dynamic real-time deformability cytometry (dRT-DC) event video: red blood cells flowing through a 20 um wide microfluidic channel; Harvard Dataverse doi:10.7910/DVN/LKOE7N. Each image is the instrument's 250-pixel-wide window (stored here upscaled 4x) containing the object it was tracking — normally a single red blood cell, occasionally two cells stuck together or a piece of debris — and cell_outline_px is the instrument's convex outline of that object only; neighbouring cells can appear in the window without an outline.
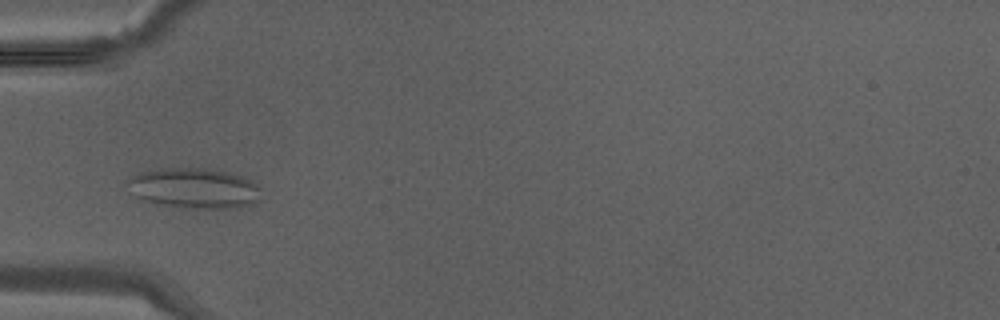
{"species": "Egyptian fruit bat (a non-hibernating species)", "species_latin": "Rousettus aegyptiacus", "temperature_condition": "warm", "stored_images_in_passage": 35, "camera_frame_rate_fps": 3000, "um_per_image_px": 0.085, "animal": {"sex": "male"}, "frame": {"image": 1, "passage_image": 9, "time_ms": 2.667, "image_size_px": [1000, 320], "cell_outline_px": [[260, 200], [252, 204], [236, 208], [180, 208], [156, 204], [144, 200], [136, 196], [124, 180], [140, 172], [164, 168], [200, 168], [232, 172], [244, 176], [252, 180], [260, 188]], "centroid_in_image_um": [16.53, 16.0], "position_along_channel_um": 68.5, "area_um2": 31.79}}
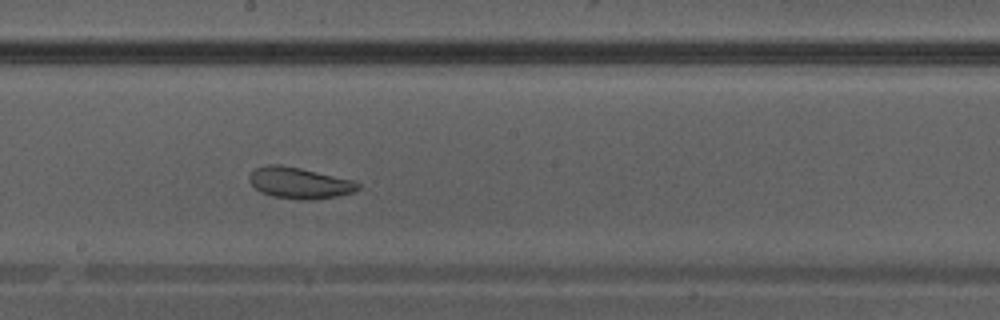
{"frame": {"image": 2, "passage_image": 18, "time_ms": 5.667, "image_size_px": [1000, 320], "cell_outline_px": [[360, 188], [356, 192], [316, 200], [300, 200], [272, 196], [260, 192], [248, 180], [248, 176], [256, 168], [268, 164], [280, 164], [300, 168], [356, 180], [360, 184]], "centroid_in_image_um": [25.49, 15.56], "position_along_channel_um": 222.7, "area_um2": 20.06}}
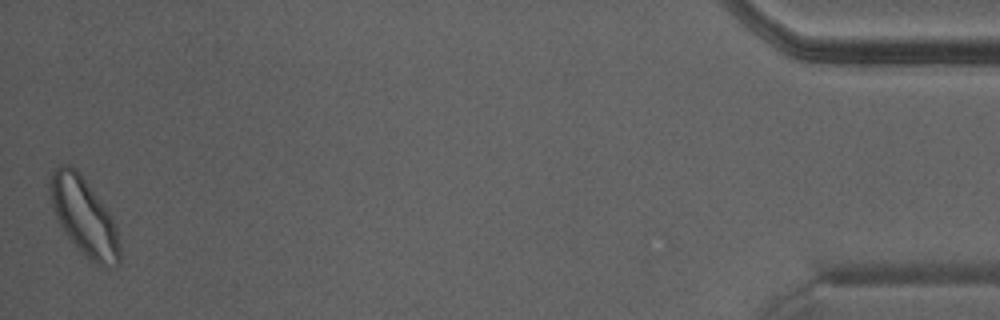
{"frame": {"image": 3, "passage_image": 35, "time_ms": 11.333, "image_size_px": [1000, 320], "cell_outline_px": [[120, 264], [116, 268], [96, 264], [64, 232], [48, 200], [48, 184], [52, 172], [60, 164], [72, 164], [80, 172], [100, 200], [108, 212], [116, 228], [120, 248]], "centroid_in_image_um": [7.11, 18.35], "position_along_channel_um": 428.1, "area_um2": 31.27}}